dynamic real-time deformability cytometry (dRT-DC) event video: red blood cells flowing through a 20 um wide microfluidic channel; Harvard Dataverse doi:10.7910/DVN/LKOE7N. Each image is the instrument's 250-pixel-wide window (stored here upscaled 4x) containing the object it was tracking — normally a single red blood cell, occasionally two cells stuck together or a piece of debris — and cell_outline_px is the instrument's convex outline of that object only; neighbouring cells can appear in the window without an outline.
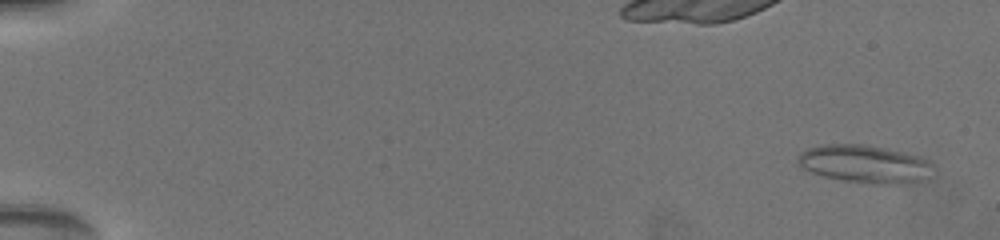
{"species": "common noctule bat (a hibernating species)", "species_latin": "Nyctalus noctula", "temperature_condition": "warm", "stored_images_in_passage": 40, "camera_frame_rate_fps": 3000, "um_per_image_px": 0.085, "animal": {"sex": "female", "body_mass_g": 19.5, "forearm_length_mm": 54.1}, "frame": {"image": 1, "passage_image": 1, "time_ms": 0.0, "image_size_px": [1000, 240], "cell_outline_px": [[932, 164], [912, 180], [888, 184], [872, 184], [844, 180], [824, 176], [812, 172], [804, 168], [796, 160], [800, 152], [808, 148], [828, 144], [860, 144], [884, 148], [920, 156], [932, 160]], "centroid_in_image_um": [73.34, 13.89], "position_along_channel_um": 11.7, "area_um2": 28.5}}
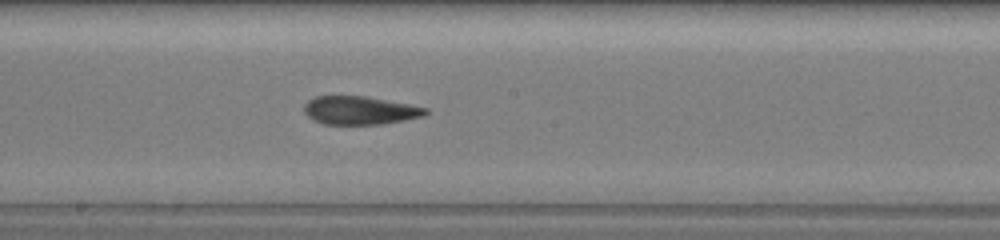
{"frame": {"image": 2, "passage_image": 23, "time_ms": 10.333, "image_size_px": [1000, 240], "cell_outline_px": [[428, 112], [424, 116], [404, 120], [380, 124], [324, 124], [308, 116], [304, 112], [304, 104], [308, 100], [316, 96], [368, 96], [428, 108]], "centroid_in_image_um": [30.59, 9.37], "position_along_channel_um": 217.6, "area_um2": 19.94}}
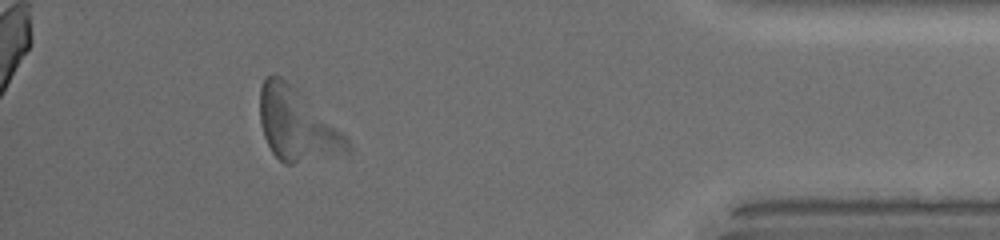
{"frame": {"image": 3, "passage_image": 36, "time_ms": 16.667, "image_size_px": [1000, 240], "cell_outline_px": [[300, 156], [292, 164], [284, 164], [272, 152], [264, 136], [260, 124], [260, 88], [264, 76], [272, 72], [280, 76], [288, 84], [300, 120]], "centroid_in_image_um": [23.78, 10.1], "position_along_channel_um": 411.4, "area_um2": 20.11}, "authors_computed_cell_mechanics": {"area_um2": 20.8947, "velocity_mm_per_s": 3.7461, "shape_relaxation_time_tau1_ms": 7.0243, "shape_relaxation_time_tau2_ms": 1.7689, "deformation_change_tau1": 0.1937, "deformation_change_tau2": 0.1121}}